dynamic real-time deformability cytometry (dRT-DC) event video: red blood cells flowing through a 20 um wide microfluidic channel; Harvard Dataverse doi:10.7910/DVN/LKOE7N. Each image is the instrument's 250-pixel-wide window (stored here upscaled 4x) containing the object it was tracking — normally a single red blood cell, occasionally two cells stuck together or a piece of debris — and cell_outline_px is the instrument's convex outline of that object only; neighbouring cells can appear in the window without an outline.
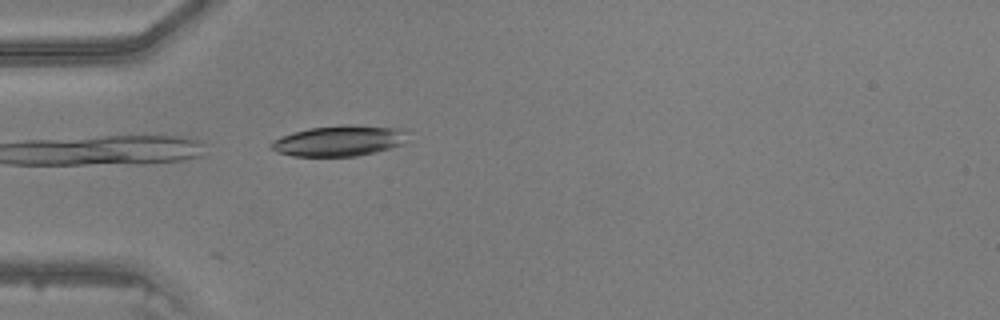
{"species": "common noctule bat (a hibernating species)", "species_latin": "Nyctalus noctula", "temperature_condition": "warm", "stored_images_in_passage": 20, "camera_frame_rate_fps": 3000, "um_per_image_px": 0.085, "animal": {"sex": "male", "body_mass_g": 20.5, "forearm_length_mm": 52.5}, "frame": {"image": 1, "passage_image": 1, "time_ms": 0.0, "image_size_px": [1000, 320], "cell_outline_px": [[408, 140], [400, 144], [376, 152], [356, 156], [292, 156], [276, 152], [268, 148], [268, 144], [272, 140], [280, 136], [292, 132], [308, 128], [348, 124], [352, 124], [400, 128], [408, 132]], "centroid_in_image_um": [28.78, 11.96], "position_along_channel_um": 56.2, "area_um2": 24.8}}
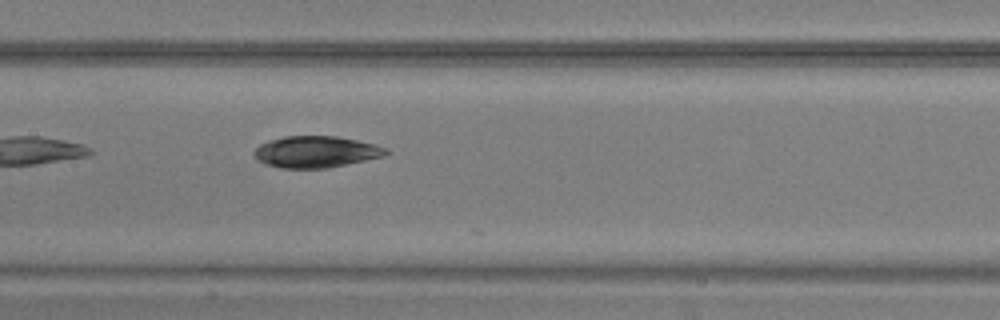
{"frame": {"image": 2, "passage_image": 10, "time_ms": 3.0, "image_size_px": [1000, 320], "cell_outline_px": [[388, 152], [384, 156], [328, 168], [280, 168], [264, 164], [256, 160], [256, 148], [260, 144], [268, 140], [284, 136], [336, 136], [376, 144], [388, 148]], "centroid_in_image_um": [26.86, 12.9], "position_along_channel_um": 180.5, "area_um2": 24.22}}
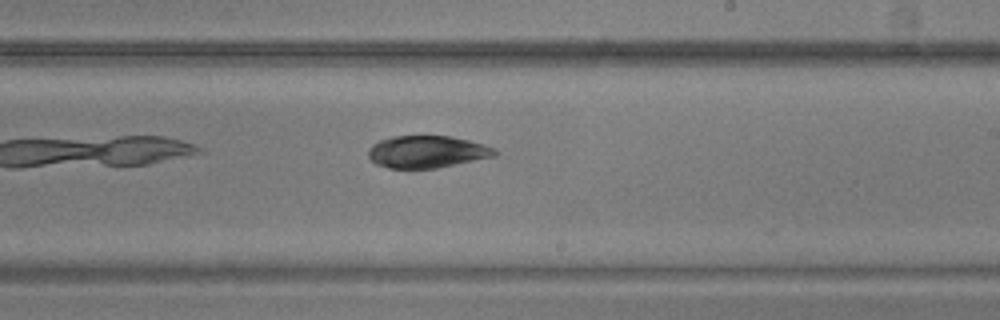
{"frame": {"image": 3, "passage_image": 15, "time_ms": 4.667, "image_size_px": [1000, 320], "cell_outline_px": [[496, 156], [436, 168], [388, 168], [376, 164], [368, 156], [368, 148], [372, 144], [380, 140], [392, 136], [448, 136], [468, 140], [484, 144], [496, 148]], "centroid_in_image_um": [36.28, 12.9], "position_along_channel_um": 252.7, "area_um2": 23.7}}